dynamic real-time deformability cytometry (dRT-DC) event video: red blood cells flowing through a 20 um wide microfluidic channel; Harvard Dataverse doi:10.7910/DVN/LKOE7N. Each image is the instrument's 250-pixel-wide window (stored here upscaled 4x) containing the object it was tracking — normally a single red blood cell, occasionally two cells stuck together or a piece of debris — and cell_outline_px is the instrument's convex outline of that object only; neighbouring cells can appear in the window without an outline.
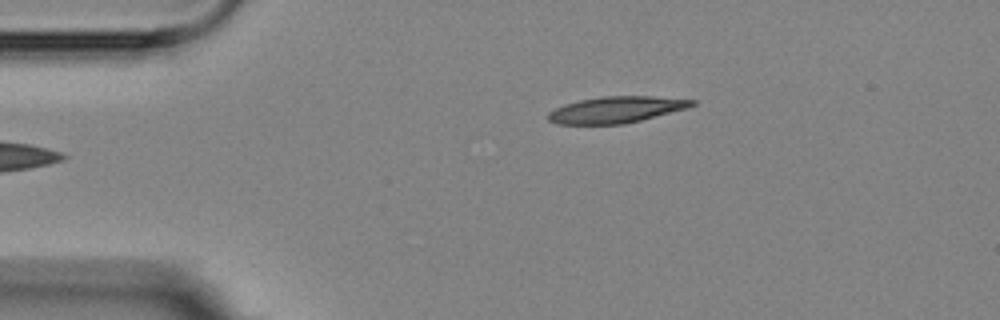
{"species": "Egyptian fruit bat (a non-hibernating species)", "species_latin": "Rousettus aegyptiacus", "temperature_condition": "room temperature", "stored_images_in_passage": 9, "camera_frame_rate_fps": 3000, "um_per_image_px": 0.085, "animal": {"sex": "female"}, "frame": {"image": 1, "passage_image": 1, "time_ms": 0.0, "image_size_px": [1000, 320], "cell_outline_px": [[696, 104], [688, 108], [624, 124], [556, 124], [548, 120], [548, 112], [564, 104], [580, 100], [604, 96], [652, 96], [696, 100]], "centroid_in_image_um": [52.38, 9.32], "position_along_channel_um": 32.6, "area_um2": 22.02}}
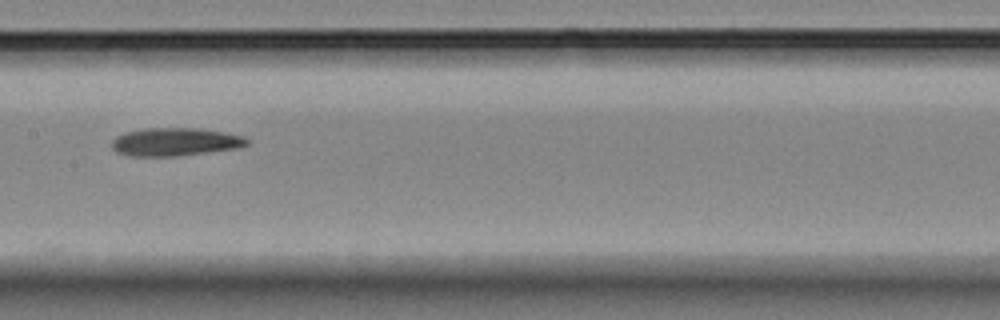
{"frame": {"image": 2, "passage_image": 6, "time_ms": 5.667, "image_size_px": [1000, 320], "cell_outline_px": [[248, 144], [240, 148], [180, 156], [128, 156], [116, 152], [112, 148], [112, 140], [116, 136], [124, 132], [144, 128], [196, 128], [224, 132], [244, 136], [248, 140]], "centroid_in_image_um": [14.88, 12.06], "position_along_channel_um": 192.5, "area_um2": 22.37}}
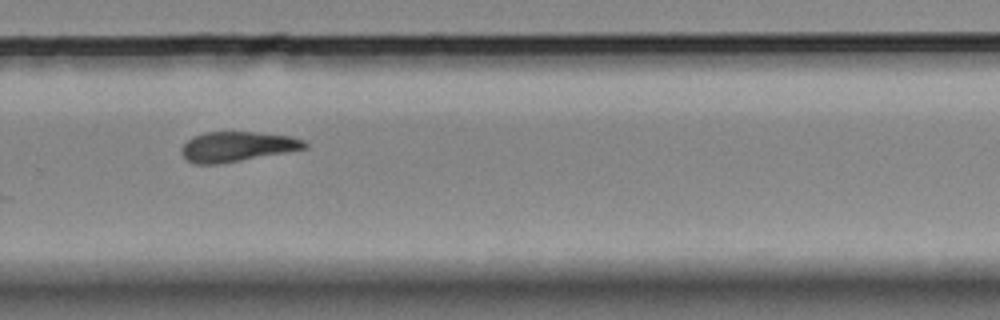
{"frame": {"image": 3, "passage_image": 9, "time_ms": 9.0, "image_size_px": [1000, 320], "cell_outline_px": [[308, 148], [288, 152], [216, 164], [192, 164], [180, 152], [180, 148], [192, 136], [204, 132], [260, 132], [292, 136], [304, 140], [308, 144]], "centroid_in_image_um": [20.17, 12.45], "position_along_channel_um": 309.6, "area_um2": 21.62}}